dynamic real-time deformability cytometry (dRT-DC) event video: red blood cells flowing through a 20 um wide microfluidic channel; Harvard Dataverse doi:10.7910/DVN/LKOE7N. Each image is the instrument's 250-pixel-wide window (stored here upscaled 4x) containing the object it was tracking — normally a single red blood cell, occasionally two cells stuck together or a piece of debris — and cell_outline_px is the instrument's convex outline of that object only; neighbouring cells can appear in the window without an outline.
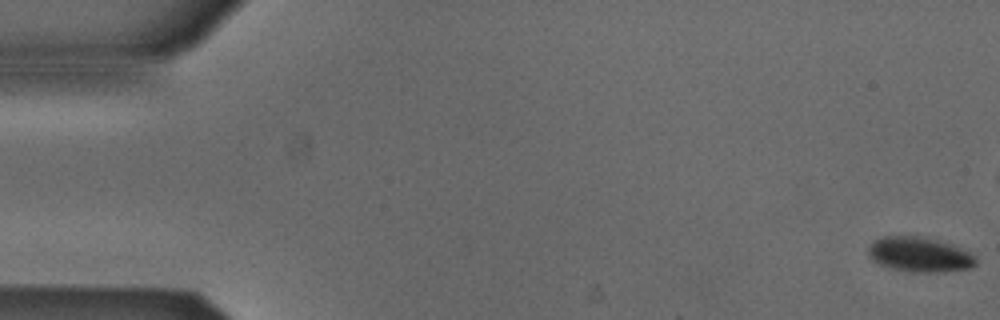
{"species": "Egyptian fruit bat (a non-hibernating species)", "species_latin": "Rousettus aegyptiacus", "temperature_condition": "cold", "stored_images_in_passage": 55, "camera_frame_rate_fps": 3000, "um_per_image_px": 0.085, "animal": {"sex": "male"}, "frame": {"image": 1, "passage_image": 1, "time_ms": 0.0, "image_size_px": [1000, 320], "cell_outline_px": [[976, 264], [968, 268], [944, 272], [912, 272], [888, 268], [872, 260], [868, 256], [868, 248], [872, 240], [880, 236], [916, 236], [936, 240], [948, 244], [968, 252], [976, 260]], "centroid_in_image_um": [78.06, 21.64], "position_along_channel_um": 6.9, "area_um2": 21.68}}
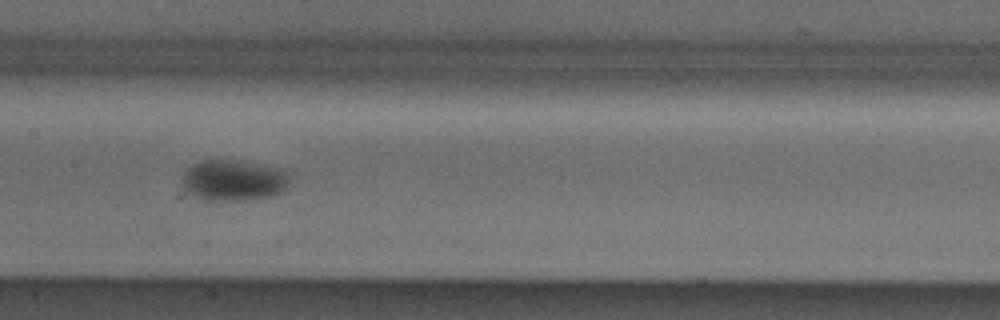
{"frame": {"image": 2, "passage_image": 27, "time_ms": 8.667, "image_size_px": [1000, 320], "cell_outline_px": [[292, 172], [288, 184], [280, 192], [272, 196], [240, 200], [200, 200], [184, 192], [184, 172], [192, 164], [204, 160], [236, 160], [280, 168]], "centroid_in_image_um": [19.86, 15.33], "position_along_channel_um": 187.5, "area_um2": 25.84}}
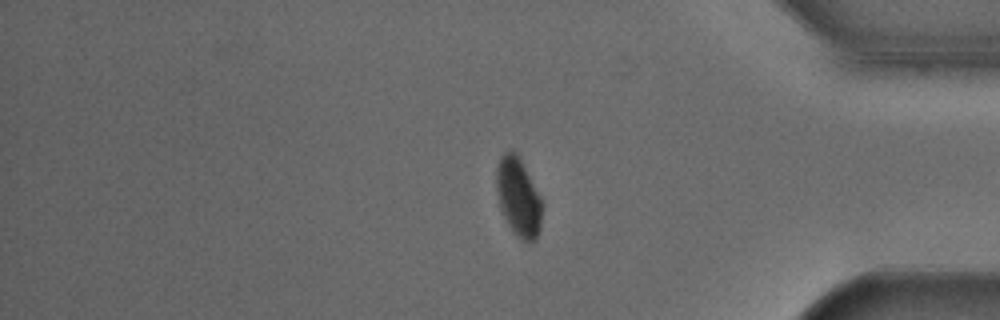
{"frame": {"image": 3, "passage_image": 45, "time_ms": 14.667, "image_size_px": [1000, 320], "cell_outline_px": [[544, 204], [540, 228], [536, 240], [528, 244], [508, 224], [500, 208], [496, 188], [496, 168], [500, 156], [504, 152], [512, 148], [520, 160], [540, 196]], "centroid_in_image_um": [44.07, 16.75], "position_along_channel_um": 391.1, "area_um2": 20.81}, "authors_computed_cell_mechanics": {"area_um2": 23.2356, "velocity_mm_per_s": 3.8071, "shape_relaxation_time_tau1_ms": 1.8411, "shape_relaxation_time_tau2_ms": null, "deformation_change_tau1": 0.0446, "deformation_change_tau2": null}}